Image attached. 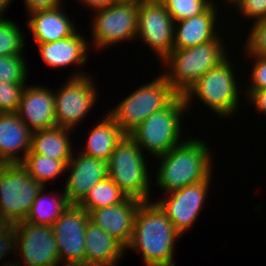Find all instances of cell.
I'll use <instances>...</instances> for the list:
<instances>
[{
  "instance_id": "cell-1",
  "label": "cell",
  "mask_w": 266,
  "mask_h": 266,
  "mask_svg": "<svg viewBox=\"0 0 266 266\" xmlns=\"http://www.w3.org/2000/svg\"><path fill=\"white\" fill-rule=\"evenodd\" d=\"M181 234L155 202L143 201L127 248L139 251L146 266H175L174 246Z\"/></svg>"
},
{
  "instance_id": "cell-2",
  "label": "cell",
  "mask_w": 266,
  "mask_h": 266,
  "mask_svg": "<svg viewBox=\"0 0 266 266\" xmlns=\"http://www.w3.org/2000/svg\"><path fill=\"white\" fill-rule=\"evenodd\" d=\"M156 182L169 193L199 183L212 175V158L207 144L201 139H185L158 157Z\"/></svg>"
},
{
  "instance_id": "cell-3",
  "label": "cell",
  "mask_w": 266,
  "mask_h": 266,
  "mask_svg": "<svg viewBox=\"0 0 266 266\" xmlns=\"http://www.w3.org/2000/svg\"><path fill=\"white\" fill-rule=\"evenodd\" d=\"M220 37L194 47L173 49L163 60L168 69L162 75L178 95H185L201 76L229 57Z\"/></svg>"
},
{
  "instance_id": "cell-4",
  "label": "cell",
  "mask_w": 266,
  "mask_h": 266,
  "mask_svg": "<svg viewBox=\"0 0 266 266\" xmlns=\"http://www.w3.org/2000/svg\"><path fill=\"white\" fill-rule=\"evenodd\" d=\"M184 95H177L164 109L146 118L129 136L143 149L158 157L179 145L182 134L181 116L186 112Z\"/></svg>"
},
{
  "instance_id": "cell-5",
  "label": "cell",
  "mask_w": 266,
  "mask_h": 266,
  "mask_svg": "<svg viewBox=\"0 0 266 266\" xmlns=\"http://www.w3.org/2000/svg\"><path fill=\"white\" fill-rule=\"evenodd\" d=\"M144 157L139 145L125 135L107 161L108 177L128 198L142 202L149 201L151 196L148 161Z\"/></svg>"
},
{
  "instance_id": "cell-6",
  "label": "cell",
  "mask_w": 266,
  "mask_h": 266,
  "mask_svg": "<svg viewBox=\"0 0 266 266\" xmlns=\"http://www.w3.org/2000/svg\"><path fill=\"white\" fill-rule=\"evenodd\" d=\"M177 95L161 74L134 90L107 113L129 135L151 114L164 109Z\"/></svg>"
},
{
  "instance_id": "cell-7",
  "label": "cell",
  "mask_w": 266,
  "mask_h": 266,
  "mask_svg": "<svg viewBox=\"0 0 266 266\" xmlns=\"http://www.w3.org/2000/svg\"><path fill=\"white\" fill-rule=\"evenodd\" d=\"M227 58L218 67L210 69L184 95L187 109L192 99H200L216 115L232 117L239 107V90L233 64ZM232 64V65H231ZM193 97V98H192ZM239 97V98H238ZM231 115V116H230Z\"/></svg>"
},
{
  "instance_id": "cell-8",
  "label": "cell",
  "mask_w": 266,
  "mask_h": 266,
  "mask_svg": "<svg viewBox=\"0 0 266 266\" xmlns=\"http://www.w3.org/2000/svg\"><path fill=\"white\" fill-rule=\"evenodd\" d=\"M42 188L21 164H0V222L24 221Z\"/></svg>"
},
{
  "instance_id": "cell-9",
  "label": "cell",
  "mask_w": 266,
  "mask_h": 266,
  "mask_svg": "<svg viewBox=\"0 0 266 266\" xmlns=\"http://www.w3.org/2000/svg\"><path fill=\"white\" fill-rule=\"evenodd\" d=\"M65 82L54 92L56 126L74 130L95 106L98 90L94 80L84 72L72 73Z\"/></svg>"
},
{
  "instance_id": "cell-10",
  "label": "cell",
  "mask_w": 266,
  "mask_h": 266,
  "mask_svg": "<svg viewBox=\"0 0 266 266\" xmlns=\"http://www.w3.org/2000/svg\"><path fill=\"white\" fill-rule=\"evenodd\" d=\"M139 4L115 2L94 12L92 38L96 48H108L122 41L136 40L138 30ZM96 13V15H95Z\"/></svg>"
},
{
  "instance_id": "cell-11",
  "label": "cell",
  "mask_w": 266,
  "mask_h": 266,
  "mask_svg": "<svg viewBox=\"0 0 266 266\" xmlns=\"http://www.w3.org/2000/svg\"><path fill=\"white\" fill-rule=\"evenodd\" d=\"M16 248L15 254L22 256L20 263L25 266H54L59 263L58 248L53 227L33 224L26 220L13 225ZM20 251V252H19ZM23 261V262H22Z\"/></svg>"
},
{
  "instance_id": "cell-12",
  "label": "cell",
  "mask_w": 266,
  "mask_h": 266,
  "mask_svg": "<svg viewBox=\"0 0 266 266\" xmlns=\"http://www.w3.org/2000/svg\"><path fill=\"white\" fill-rule=\"evenodd\" d=\"M174 20L162 3H139L137 39L162 61L173 50Z\"/></svg>"
},
{
  "instance_id": "cell-13",
  "label": "cell",
  "mask_w": 266,
  "mask_h": 266,
  "mask_svg": "<svg viewBox=\"0 0 266 266\" xmlns=\"http://www.w3.org/2000/svg\"><path fill=\"white\" fill-rule=\"evenodd\" d=\"M211 177L210 175L199 183L169 192L165 198L155 201L181 235L193 227L203 209L209 184L212 183Z\"/></svg>"
},
{
  "instance_id": "cell-14",
  "label": "cell",
  "mask_w": 266,
  "mask_h": 266,
  "mask_svg": "<svg viewBox=\"0 0 266 266\" xmlns=\"http://www.w3.org/2000/svg\"><path fill=\"white\" fill-rule=\"evenodd\" d=\"M89 213L69 205L52 225L60 261L85 262V230Z\"/></svg>"
},
{
  "instance_id": "cell-15",
  "label": "cell",
  "mask_w": 266,
  "mask_h": 266,
  "mask_svg": "<svg viewBox=\"0 0 266 266\" xmlns=\"http://www.w3.org/2000/svg\"><path fill=\"white\" fill-rule=\"evenodd\" d=\"M76 155L71 157L66 166V172L70 175L66 179L64 193L70 205H78L96 183L108 177L107 161L81 152Z\"/></svg>"
},
{
  "instance_id": "cell-16",
  "label": "cell",
  "mask_w": 266,
  "mask_h": 266,
  "mask_svg": "<svg viewBox=\"0 0 266 266\" xmlns=\"http://www.w3.org/2000/svg\"><path fill=\"white\" fill-rule=\"evenodd\" d=\"M141 203L139 199L127 198L121 204L92 210L89 212L90 222L127 248L133 236L135 216Z\"/></svg>"
},
{
  "instance_id": "cell-17",
  "label": "cell",
  "mask_w": 266,
  "mask_h": 266,
  "mask_svg": "<svg viewBox=\"0 0 266 266\" xmlns=\"http://www.w3.org/2000/svg\"><path fill=\"white\" fill-rule=\"evenodd\" d=\"M55 96L53 90L43 86H25L18 115L33 132L56 126Z\"/></svg>"
},
{
  "instance_id": "cell-18",
  "label": "cell",
  "mask_w": 266,
  "mask_h": 266,
  "mask_svg": "<svg viewBox=\"0 0 266 266\" xmlns=\"http://www.w3.org/2000/svg\"><path fill=\"white\" fill-rule=\"evenodd\" d=\"M31 141L32 131L17 112L0 113V164H21L31 151Z\"/></svg>"
},
{
  "instance_id": "cell-19",
  "label": "cell",
  "mask_w": 266,
  "mask_h": 266,
  "mask_svg": "<svg viewBox=\"0 0 266 266\" xmlns=\"http://www.w3.org/2000/svg\"><path fill=\"white\" fill-rule=\"evenodd\" d=\"M216 5L213 3L198 16L174 22L173 49L194 47L218 37L219 33L215 31L218 18Z\"/></svg>"
},
{
  "instance_id": "cell-20",
  "label": "cell",
  "mask_w": 266,
  "mask_h": 266,
  "mask_svg": "<svg viewBox=\"0 0 266 266\" xmlns=\"http://www.w3.org/2000/svg\"><path fill=\"white\" fill-rule=\"evenodd\" d=\"M62 5L52 10H39L28 14V30L36 44L55 42L77 32L75 25L63 11Z\"/></svg>"
},
{
  "instance_id": "cell-21",
  "label": "cell",
  "mask_w": 266,
  "mask_h": 266,
  "mask_svg": "<svg viewBox=\"0 0 266 266\" xmlns=\"http://www.w3.org/2000/svg\"><path fill=\"white\" fill-rule=\"evenodd\" d=\"M78 32L67 38L49 43H38L42 60L51 67H66L70 65H85L90 51L89 41ZM88 49V50H87Z\"/></svg>"
},
{
  "instance_id": "cell-22",
  "label": "cell",
  "mask_w": 266,
  "mask_h": 266,
  "mask_svg": "<svg viewBox=\"0 0 266 266\" xmlns=\"http://www.w3.org/2000/svg\"><path fill=\"white\" fill-rule=\"evenodd\" d=\"M126 248L92 222L85 230V262L92 266H117Z\"/></svg>"
},
{
  "instance_id": "cell-23",
  "label": "cell",
  "mask_w": 266,
  "mask_h": 266,
  "mask_svg": "<svg viewBox=\"0 0 266 266\" xmlns=\"http://www.w3.org/2000/svg\"><path fill=\"white\" fill-rule=\"evenodd\" d=\"M71 129L54 126L32 132L31 151L28 154L44 155L54 160L70 161L73 156Z\"/></svg>"
},
{
  "instance_id": "cell-24",
  "label": "cell",
  "mask_w": 266,
  "mask_h": 266,
  "mask_svg": "<svg viewBox=\"0 0 266 266\" xmlns=\"http://www.w3.org/2000/svg\"><path fill=\"white\" fill-rule=\"evenodd\" d=\"M98 123V124H97ZM90 130L87 143L81 150L83 154L108 161L115 146L126 135L116 124L115 120L107 113L102 120Z\"/></svg>"
},
{
  "instance_id": "cell-25",
  "label": "cell",
  "mask_w": 266,
  "mask_h": 266,
  "mask_svg": "<svg viewBox=\"0 0 266 266\" xmlns=\"http://www.w3.org/2000/svg\"><path fill=\"white\" fill-rule=\"evenodd\" d=\"M45 188L43 187L37 194L25 220L33 224L52 226L70 204L64 191L60 196L55 193L57 197H50L53 192L44 193Z\"/></svg>"
},
{
  "instance_id": "cell-26",
  "label": "cell",
  "mask_w": 266,
  "mask_h": 266,
  "mask_svg": "<svg viewBox=\"0 0 266 266\" xmlns=\"http://www.w3.org/2000/svg\"><path fill=\"white\" fill-rule=\"evenodd\" d=\"M128 197L120 188L109 178L96 183L91 188L84 199L78 204L79 207L88 213L103 207L118 205L124 202Z\"/></svg>"
},
{
  "instance_id": "cell-27",
  "label": "cell",
  "mask_w": 266,
  "mask_h": 266,
  "mask_svg": "<svg viewBox=\"0 0 266 266\" xmlns=\"http://www.w3.org/2000/svg\"><path fill=\"white\" fill-rule=\"evenodd\" d=\"M69 161L54 160L44 155L27 154L21 165L43 187L47 181L65 174Z\"/></svg>"
},
{
  "instance_id": "cell-28",
  "label": "cell",
  "mask_w": 266,
  "mask_h": 266,
  "mask_svg": "<svg viewBox=\"0 0 266 266\" xmlns=\"http://www.w3.org/2000/svg\"><path fill=\"white\" fill-rule=\"evenodd\" d=\"M20 30L17 23L0 18V56L22 55L26 44Z\"/></svg>"
},
{
  "instance_id": "cell-29",
  "label": "cell",
  "mask_w": 266,
  "mask_h": 266,
  "mask_svg": "<svg viewBox=\"0 0 266 266\" xmlns=\"http://www.w3.org/2000/svg\"><path fill=\"white\" fill-rule=\"evenodd\" d=\"M213 3H215L213 0H164L162 2L174 22L198 16Z\"/></svg>"
},
{
  "instance_id": "cell-30",
  "label": "cell",
  "mask_w": 266,
  "mask_h": 266,
  "mask_svg": "<svg viewBox=\"0 0 266 266\" xmlns=\"http://www.w3.org/2000/svg\"><path fill=\"white\" fill-rule=\"evenodd\" d=\"M23 55L0 56V81L4 83H25L27 64Z\"/></svg>"
},
{
  "instance_id": "cell-31",
  "label": "cell",
  "mask_w": 266,
  "mask_h": 266,
  "mask_svg": "<svg viewBox=\"0 0 266 266\" xmlns=\"http://www.w3.org/2000/svg\"><path fill=\"white\" fill-rule=\"evenodd\" d=\"M27 83H4L0 81V113L17 112Z\"/></svg>"
},
{
  "instance_id": "cell-32",
  "label": "cell",
  "mask_w": 266,
  "mask_h": 266,
  "mask_svg": "<svg viewBox=\"0 0 266 266\" xmlns=\"http://www.w3.org/2000/svg\"><path fill=\"white\" fill-rule=\"evenodd\" d=\"M246 45V54L266 57V19L253 22L250 28Z\"/></svg>"
},
{
  "instance_id": "cell-33",
  "label": "cell",
  "mask_w": 266,
  "mask_h": 266,
  "mask_svg": "<svg viewBox=\"0 0 266 266\" xmlns=\"http://www.w3.org/2000/svg\"><path fill=\"white\" fill-rule=\"evenodd\" d=\"M233 5L246 19L253 18L255 22L266 19V0H237Z\"/></svg>"
},
{
  "instance_id": "cell-34",
  "label": "cell",
  "mask_w": 266,
  "mask_h": 266,
  "mask_svg": "<svg viewBox=\"0 0 266 266\" xmlns=\"http://www.w3.org/2000/svg\"><path fill=\"white\" fill-rule=\"evenodd\" d=\"M253 61L252 71L250 72L249 90L247 91H257L266 89V57H261L257 55L247 54Z\"/></svg>"
},
{
  "instance_id": "cell-35",
  "label": "cell",
  "mask_w": 266,
  "mask_h": 266,
  "mask_svg": "<svg viewBox=\"0 0 266 266\" xmlns=\"http://www.w3.org/2000/svg\"><path fill=\"white\" fill-rule=\"evenodd\" d=\"M16 238L13 224L0 222V261L8 256L7 254L16 252Z\"/></svg>"
},
{
  "instance_id": "cell-36",
  "label": "cell",
  "mask_w": 266,
  "mask_h": 266,
  "mask_svg": "<svg viewBox=\"0 0 266 266\" xmlns=\"http://www.w3.org/2000/svg\"><path fill=\"white\" fill-rule=\"evenodd\" d=\"M27 13L39 10H52L62 5L63 0H23Z\"/></svg>"
},
{
  "instance_id": "cell-37",
  "label": "cell",
  "mask_w": 266,
  "mask_h": 266,
  "mask_svg": "<svg viewBox=\"0 0 266 266\" xmlns=\"http://www.w3.org/2000/svg\"><path fill=\"white\" fill-rule=\"evenodd\" d=\"M248 101L252 102L258 112L266 114V89L257 91H246Z\"/></svg>"
},
{
  "instance_id": "cell-38",
  "label": "cell",
  "mask_w": 266,
  "mask_h": 266,
  "mask_svg": "<svg viewBox=\"0 0 266 266\" xmlns=\"http://www.w3.org/2000/svg\"><path fill=\"white\" fill-rule=\"evenodd\" d=\"M82 3H84L85 7L93 9V11H99L101 9H104L113 3H115V0H80Z\"/></svg>"
},
{
  "instance_id": "cell-39",
  "label": "cell",
  "mask_w": 266,
  "mask_h": 266,
  "mask_svg": "<svg viewBox=\"0 0 266 266\" xmlns=\"http://www.w3.org/2000/svg\"><path fill=\"white\" fill-rule=\"evenodd\" d=\"M62 265V266H92V265H89L87 264L86 262H74V261H59V264L56 263L54 266H59V265Z\"/></svg>"
},
{
  "instance_id": "cell-40",
  "label": "cell",
  "mask_w": 266,
  "mask_h": 266,
  "mask_svg": "<svg viewBox=\"0 0 266 266\" xmlns=\"http://www.w3.org/2000/svg\"><path fill=\"white\" fill-rule=\"evenodd\" d=\"M12 0H0V18H4L2 17L4 14V12H6V9L8 10V5H10V2Z\"/></svg>"
},
{
  "instance_id": "cell-41",
  "label": "cell",
  "mask_w": 266,
  "mask_h": 266,
  "mask_svg": "<svg viewBox=\"0 0 266 266\" xmlns=\"http://www.w3.org/2000/svg\"><path fill=\"white\" fill-rule=\"evenodd\" d=\"M142 1H144V0H115V2H121V3H123V2H133V3H137V4H139Z\"/></svg>"
},
{
  "instance_id": "cell-42",
  "label": "cell",
  "mask_w": 266,
  "mask_h": 266,
  "mask_svg": "<svg viewBox=\"0 0 266 266\" xmlns=\"http://www.w3.org/2000/svg\"><path fill=\"white\" fill-rule=\"evenodd\" d=\"M20 264H21V263L19 262L18 265H17V262L15 263V261H14V263H13V261H12V262H10V263H9V262L6 263V265L3 264V266H21Z\"/></svg>"
},
{
  "instance_id": "cell-43",
  "label": "cell",
  "mask_w": 266,
  "mask_h": 266,
  "mask_svg": "<svg viewBox=\"0 0 266 266\" xmlns=\"http://www.w3.org/2000/svg\"><path fill=\"white\" fill-rule=\"evenodd\" d=\"M144 1L149 3H162L164 0H144Z\"/></svg>"
},
{
  "instance_id": "cell-44",
  "label": "cell",
  "mask_w": 266,
  "mask_h": 266,
  "mask_svg": "<svg viewBox=\"0 0 266 266\" xmlns=\"http://www.w3.org/2000/svg\"><path fill=\"white\" fill-rule=\"evenodd\" d=\"M236 1H237V0H227V2H228L227 4H230V3H231L230 5H232V4H234Z\"/></svg>"
}]
</instances>
